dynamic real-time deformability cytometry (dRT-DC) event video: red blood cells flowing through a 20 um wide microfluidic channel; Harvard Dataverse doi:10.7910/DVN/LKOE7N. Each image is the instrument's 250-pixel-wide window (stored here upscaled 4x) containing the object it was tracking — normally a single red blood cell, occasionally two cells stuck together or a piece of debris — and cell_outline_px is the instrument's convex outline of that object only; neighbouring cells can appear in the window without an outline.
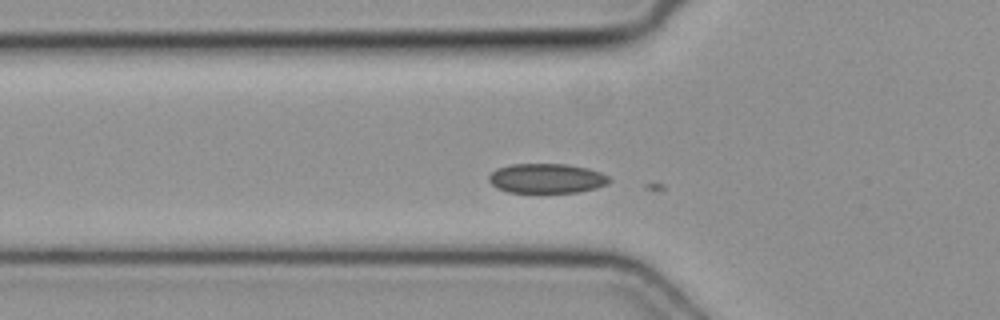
{"species": "common noctule bat (a hibernating species)", "species_latin": "Nyctalus noctula", "temperature_condition": "cold", "stored_images_in_passage": 44, "camera_frame_rate_fps": 3000, "um_per_image_px": 0.085, "animal": {"sex": "female", "body_mass_g": 19.3, "forearm_length_mm": 54.1}, "frame": {"image": 1, "passage_image": 9, "time_ms": 2.667, "image_size_px": [1000, 320], "cell_outline_px": [[612, 180], [608, 184], [596, 188], [576, 192], [508, 192], [496, 188], [488, 180], [488, 176], [496, 168], [512, 164], [568, 164], [588, 168], [600, 172], [608, 176]], "centroid_in_image_um": [46.47, 15.15], "position_along_channel_um": 79.3, "area_um2": 20.87}}
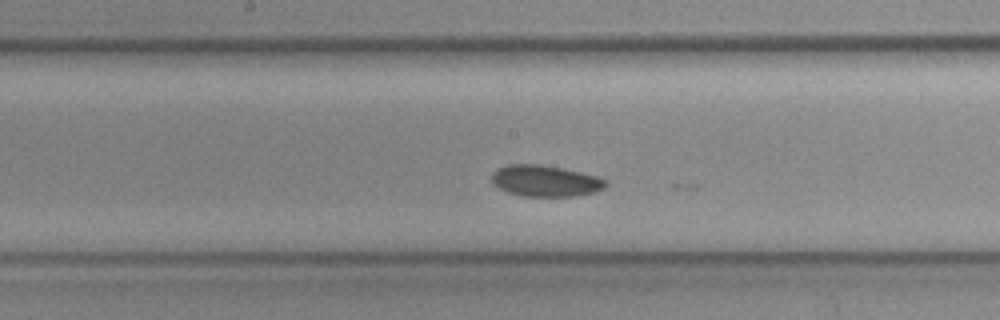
{"frame": {"image": 2, "passage_image": 18, "time_ms": 5.667, "image_size_px": [1000, 320], "cell_outline_px": [[608, 184], [604, 188], [592, 192], [576, 196], [520, 196], [508, 192], [492, 184], [492, 172], [496, 168], [508, 164], [540, 164], [580, 172], [596, 176], [608, 180]], "centroid_in_image_um": [46.32, 15.37], "position_along_channel_um": 201.9, "area_um2": 20.81}}
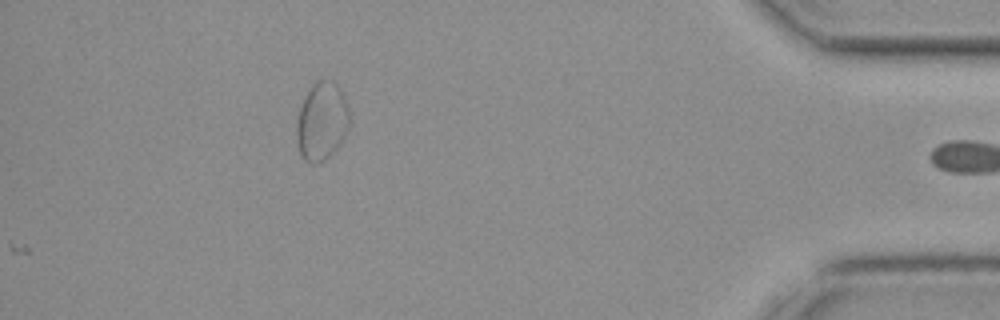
{"frame": {"image": 3, "passage_image": 44, "time_ms": 14.333, "image_size_px": [1000, 320], "cell_outline_px": [[352, 124], [348, 132], [332, 152], [324, 160], [316, 164], [312, 164], [304, 160], [300, 156], [296, 140], [296, 124], [300, 108], [308, 88], [316, 80], [332, 80], [340, 88], [348, 104]], "centroid_in_image_um": [27.36, 10.3], "position_along_channel_um": 407.8, "area_um2": 24.62}}